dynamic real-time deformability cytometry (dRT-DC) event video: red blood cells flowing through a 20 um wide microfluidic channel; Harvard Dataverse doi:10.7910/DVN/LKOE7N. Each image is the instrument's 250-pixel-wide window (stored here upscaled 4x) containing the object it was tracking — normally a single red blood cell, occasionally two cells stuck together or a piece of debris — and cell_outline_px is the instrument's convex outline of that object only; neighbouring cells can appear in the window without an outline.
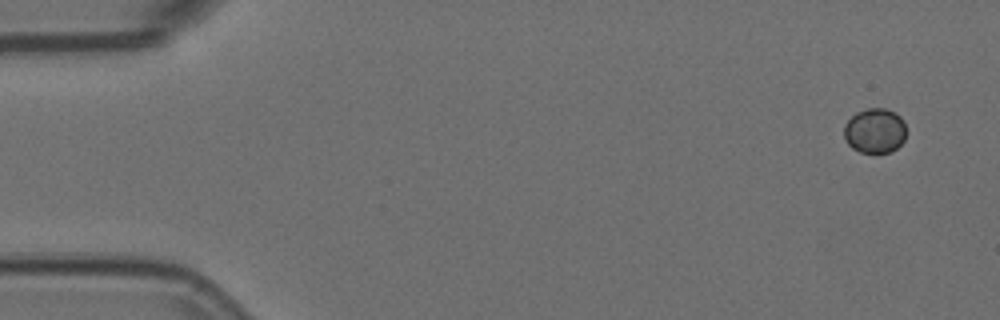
{"species": "Egyptian fruit bat (a non-hibernating species)", "species_latin": "Rousettus aegyptiacus", "temperature_condition": "room temperature", "stored_images_in_passage": 4, "segment_of_instrument_passage": [2, 2], "camera_frame_rate_fps": 3000, "um_per_image_px": 0.085, "animal": {"sex": "female"}, "frame": {"image": 1, "passage_image": 4, "time_ms": 1.0, "image_size_px": [1000, 320], "cell_outline_px": [[904, 140], [892, 152], [860, 152], [852, 148], [844, 140], [844, 124], [856, 112], [868, 108], [884, 108], [896, 112], [904, 120]], "centroid_in_image_um": [74.34, 11.1], "position_along_channel_um": 10.7, "area_um2": 16.3}}